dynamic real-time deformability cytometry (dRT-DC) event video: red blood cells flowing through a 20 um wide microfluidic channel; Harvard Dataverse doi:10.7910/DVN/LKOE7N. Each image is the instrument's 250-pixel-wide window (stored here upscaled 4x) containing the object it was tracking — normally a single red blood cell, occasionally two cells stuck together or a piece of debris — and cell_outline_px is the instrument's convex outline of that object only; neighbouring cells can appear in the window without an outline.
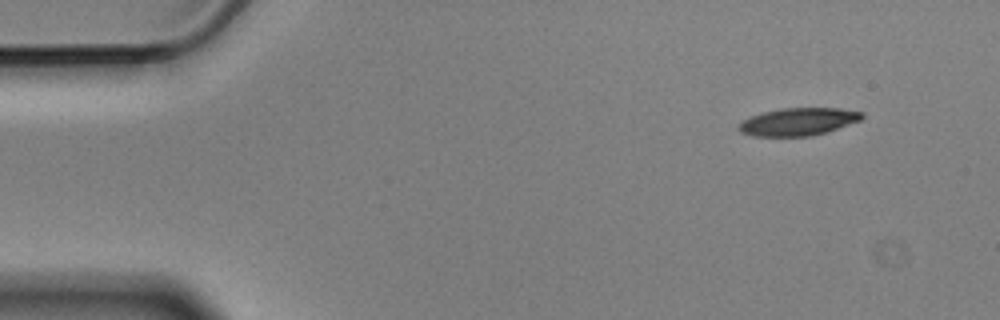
{"species": "Egyptian fruit bat (a non-hibernating species)", "species_latin": "Rousettus aegyptiacus", "temperature_condition": "cold", "stored_images_in_passage": 10, "camera_frame_rate_fps": 3000, "um_per_image_px": 0.085, "animal": {"sex": "male"}, "frame": {"image": 1, "passage_image": 1, "time_ms": 0.0, "image_size_px": [1000, 320], "cell_outline_px": [[864, 116], [860, 120], [812, 136], [752, 136], [740, 132], [736, 128], [744, 120], [752, 116], [764, 112], [784, 108], [840, 108], [864, 112]], "centroid_in_image_um": [67.84, 10.34], "position_along_channel_um": 17.2, "area_um2": 19.59}}
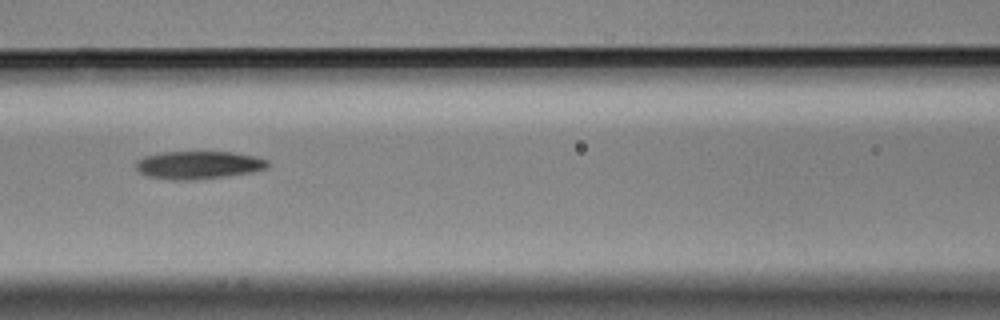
{"frame": {"image": 2, "passage_image": 6, "time_ms": 1.667, "image_size_px": [1000, 320], "cell_outline_px": [[268, 168], [252, 172], [228, 176], [192, 180], [168, 180], [148, 176], [140, 172], [136, 168], [136, 160], [144, 156], [160, 152], [232, 152], [256, 156], [268, 160]], "centroid_in_image_um": [16.87, 14.03], "position_along_channel_um": 149.7, "area_um2": 21.62}}
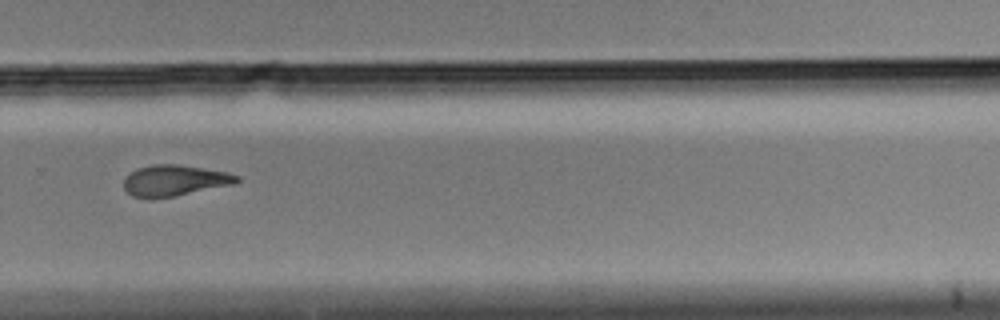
{"frame": {"image": 3, "passage_image": 10, "time_ms": 3.0, "image_size_px": [1000, 320], "cell_outline_px": [[240, 180], [232, 184], [152, 200], [148, 200], [132, 196], [124, 188], [124, 180], [132, 172], [140, 168], [152, 164], [176, 164], [228, 172], [240, 176]], "centroid_in_image_um": [14.81, 15.35], "position_along_channel_um": 315.0, "area_um2": 20.23}}